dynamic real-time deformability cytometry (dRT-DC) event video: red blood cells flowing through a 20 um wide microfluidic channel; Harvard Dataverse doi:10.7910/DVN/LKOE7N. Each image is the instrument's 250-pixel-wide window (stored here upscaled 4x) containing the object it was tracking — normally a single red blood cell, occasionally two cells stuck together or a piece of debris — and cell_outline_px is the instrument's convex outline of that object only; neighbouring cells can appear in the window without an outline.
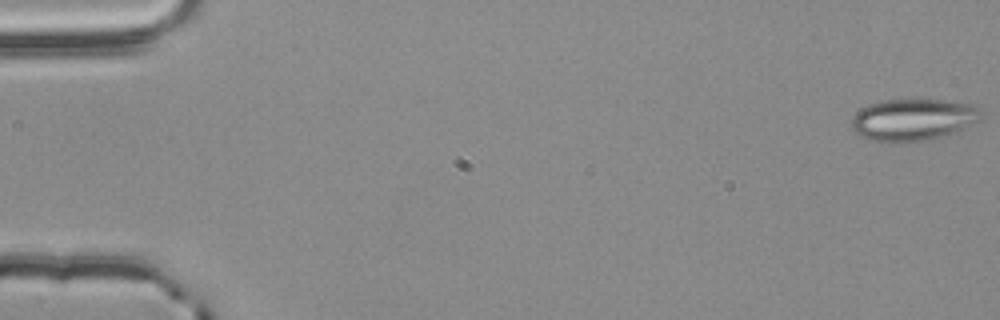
{"species": "common noctule bat (a hibernating species)", "species_latin": "Nyctalus noctula", "temperature_condition": "room temperature", "stored_images_in_passage": 56, "camera_frame_rate_fps": 3000, "um_per_image_px": 0.085, "animal": {"sex": "male", "body_mass_g": 20.4}, "frame": {"image": 1, "passage_image": 1, "time_ms": 0.0, "image_size_px": [1000, 320], "cell_outline_px": [[980, 120], [972, 124], [952, 132], [924, 140], [896, 144], [872, 140], [856, 132], [852, 128], [852, 116], [860, 108], [868, 104], [884, 100], [944, 100], [968, 104], [980, 108]], "centroid_in_image_um": [77.55, 10.17], "position_along_channel_um": 7.4, "area_um2": 31.27}}
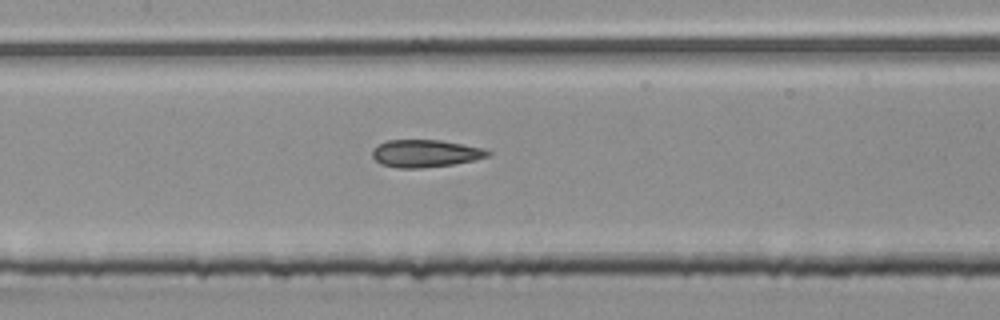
{"frame": {"image": 2, "passage_image": 27, "time_ms": 8.667, "image_size_px": [1000, 320], "cell_outline_px": [[492, 152], [488, 156], [472, 160], [452, 164], [420, 168], [400, 168], [380, 164], [372, 156], [372, 148], [388, 140], [440, 140], [484, 148]], "centroid_in_image_um": [36.13, 13.04], "position_along_channel_um": 171.3, "area_um2": 18.32}}
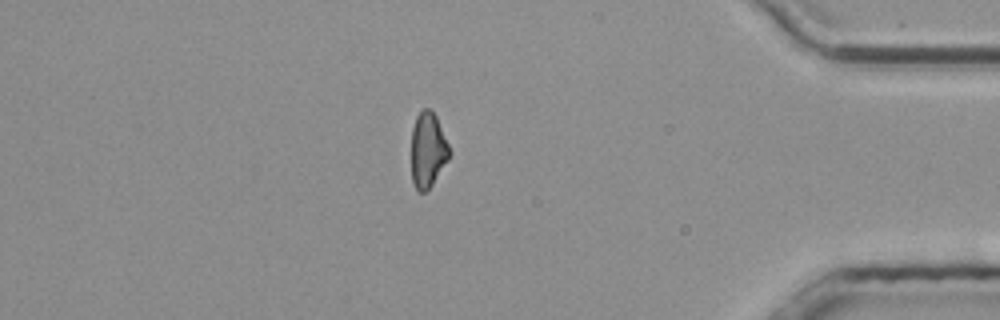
{"frame": {"image": 3, "passage_image": 48, "time_ms": 15.667, "image_size_px": [1000, 320], "cell_outline_px": [[452, 152], [448, 160], [432, 184], [424, 192], [420, 192], [416, 188], [412, 180], [412, 128], [416, 116], [424, 108], [428, 108], [436, 116]], "centroid_in_image_um": [36.38, 12.73], "position_along_channel_um": 398.8, "area_um2": 16.53}, "authors_computed_cell_mechanics": {"area_um2": 18.496, "velocity_mm_per_s": 3.7876, "shape_relaxation_time_tau1_ms": null, "shape_relaxation_time_tau2_ms": 3.7024, "deformation_change_tau1": null, "deformation_change_tau2": 0.124}}